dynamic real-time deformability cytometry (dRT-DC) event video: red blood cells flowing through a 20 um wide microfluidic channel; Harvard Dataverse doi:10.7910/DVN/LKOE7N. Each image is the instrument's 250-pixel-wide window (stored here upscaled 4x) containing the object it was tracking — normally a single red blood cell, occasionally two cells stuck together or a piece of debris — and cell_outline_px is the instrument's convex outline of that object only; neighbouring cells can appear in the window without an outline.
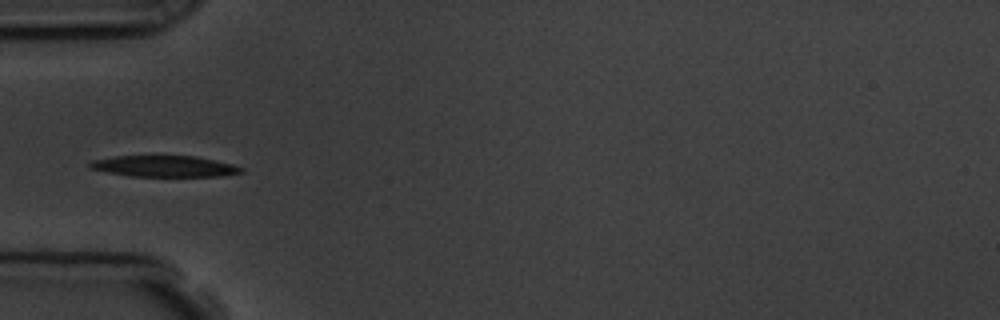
{"species": "common noctule bat (a hibernating species)", "species_latin": "Nyctalus noctula", "temperature_condition": "room temperature", "stored_images_in_passage": 8, "camera_frame_rate_fps": 3000, "um_per_image_px": 0.085, "animal": {"sex": "male", "body_mass_g": 19.5, "forearm_length_mm": 54.6}, "frame": {"image": 1, "passage_image": 5, "time_ms": 5.667, "image_size_px": [1000, 320], "cell_outline_px": [[244, 172], [220, 176], [128, 176], [88, 168], [88, 164], [92, 160], [116, 156], [196, 156], [232, 164], [244, 168]], "centroid_in_image_um": [13.96, 14.13], "position_along_channel_um": 71.0, "area_um2": 18.61}}